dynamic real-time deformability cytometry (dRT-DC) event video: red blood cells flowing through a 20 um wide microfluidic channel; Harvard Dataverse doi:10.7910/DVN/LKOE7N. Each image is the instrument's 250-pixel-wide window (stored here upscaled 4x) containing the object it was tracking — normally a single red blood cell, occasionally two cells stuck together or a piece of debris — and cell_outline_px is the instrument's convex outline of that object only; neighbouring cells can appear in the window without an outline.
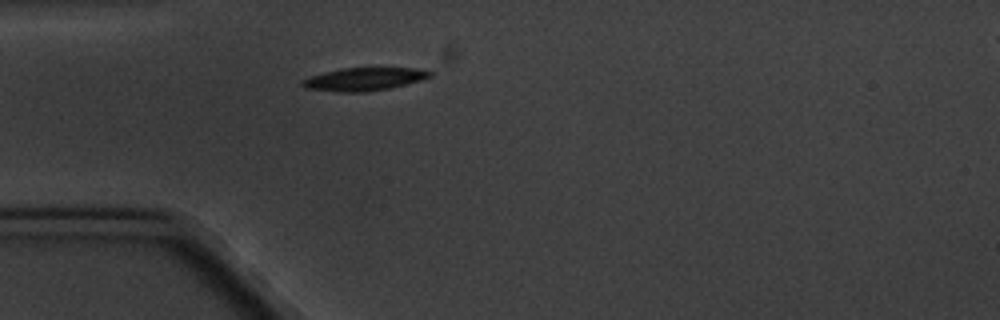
{"species": "common noctule bat (a hibernating species)", "species_latin": "Nyctalus noctula", "temperature_condition": "cold", "stored_images_in_passage": 1, "camera_frame_rate_fps": 3000, "um_per_image_px": 0.085, "animal": {"sex": "male", "body_mass_g": 20.1, "forearm_length_mm": 53.5}, "frame": {"image": 1, "passage_image": 1, "time_ms": 0.0, "image_size_px": [1000, 320], "cell_outline_px": [[432, 76], [420, 80], [388, 88], [364, 92], [344, 92], [304, 88], [300, 84], [300, 80], [308, 76], [340, 68], [416, 68], [432, 72]], "centroid_in_image_um": [30.87, 6.72], "position_along_channel_um": 54.1, "area_um2": 16.99}}